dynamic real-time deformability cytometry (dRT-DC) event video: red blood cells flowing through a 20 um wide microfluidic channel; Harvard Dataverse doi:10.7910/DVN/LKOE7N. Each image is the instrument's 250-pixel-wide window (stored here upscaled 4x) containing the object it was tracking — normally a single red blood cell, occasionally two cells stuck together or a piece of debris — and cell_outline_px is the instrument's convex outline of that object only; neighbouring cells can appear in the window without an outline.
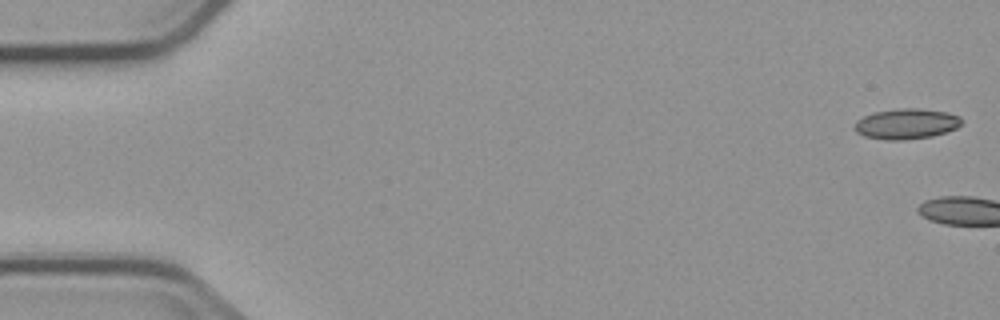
{"species": "common noctule bat (a hibernating species)", "species_latin": "Nyctalus noctula", "temperature_condition": "cold", "stored_images_in_passage": 7, "camera_frame_rate_fps": 3000, "um_per_image_px": 0.085, "animal": {"sex": "male", "body_mass_g": 23.1, "forearm_length_mm": 52.7}, "frame": {"image": 1, "passage_image": 1, "time_ms": 0.0, "image_size_px": [1000, 320], "cell_outline_px": [[960, 124], [956, 128], [932, 136], [904, 140], [888, 140], [864, 136], [856, 132], [852, 128], [856, 120], [872, 112], [900, 108], [916, 108], [948, 112], [960, 116]], "centroid_in_image_um": [76.98, 10.52], "position_along_channel_um": 8.0, "area_um2": 19.02}}
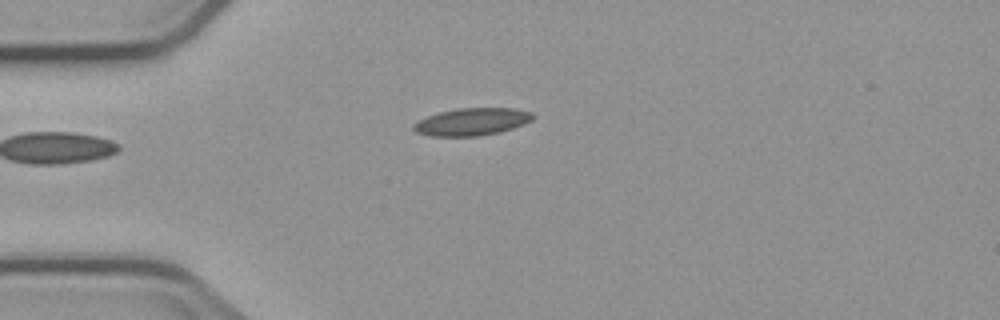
{"frame": {"image": 2, "passage_image": 7, "time_ms": 9.333, "image_size_px": [1000, 320], "cell_outline_px": [[536, 116], [532, 120], [524, 124], [500, 132], [480, 136], [432, 136], [416, 132], [412, 128], [412, 124], [428, 116], [440, 112], [456, 108], [512, 108], [532, 112]], "centroid_in_image_um": [40.13, 10.35], "position_along_channel_um": 44.9, "area_um2": 19.07}}